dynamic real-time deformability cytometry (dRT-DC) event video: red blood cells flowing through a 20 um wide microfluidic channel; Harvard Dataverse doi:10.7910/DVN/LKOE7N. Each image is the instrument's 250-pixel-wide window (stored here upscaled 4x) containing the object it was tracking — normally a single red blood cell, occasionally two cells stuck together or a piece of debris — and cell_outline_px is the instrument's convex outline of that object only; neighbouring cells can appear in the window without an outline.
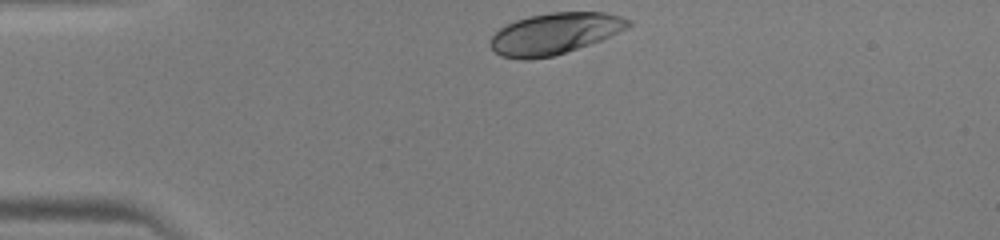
{"species": "human", "species_latin": "Homo sapiens", "temperature_condition": "warm", "stored_images_in_passage": 28, "camera_frame_rate_fps": 3000, "um_per_image_px": 0.085, "donor": {"sex": "male"}, "frame": {"image": 1, "passage_image": 1, "time_ms": 0.0, "image_size_px": [1000, 240], "cell_outline_px": [[632, 24], [628, 28], [600, 40], [552, 56], [528, 60], [520, 60], [500, 56], [488, 44], [492, 36], [500, 28], [516, 20], [528, 16], [552, 12], [604, 12], [620, 16], [632, 20]], "centroid_in_image_um": [47.13, 2.85], "position_along_channel_um": 37.9, "area_um2": 33.06}}
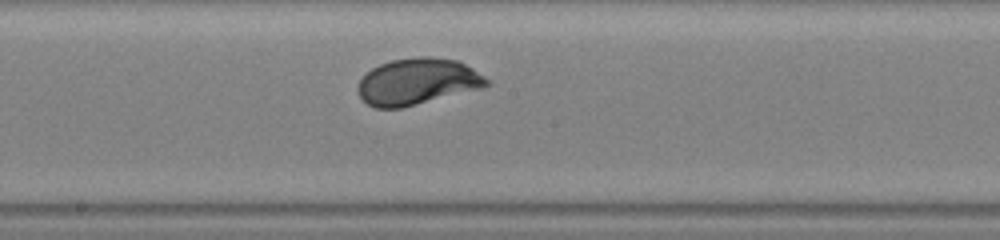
{"frame": {"image": 2, "passage_image": 16, "time_ms": 5.0, "image_size_px": [1000, 240], "cell_outline_px": [[488, 84], [480, 88], [400, 108], [376, 108], [368, 104], [360, 96], [356, 88], [360, 80], [372, 68], [380, 64], [392, 60], [420, 56], [428, 56], [456, 60], [472, 68], [484, 76], [488, 80]], "centroid_in_image_um": [35.44, 6.93], "position_along_channel_um": 212.8, "area_um2": 34.28}}
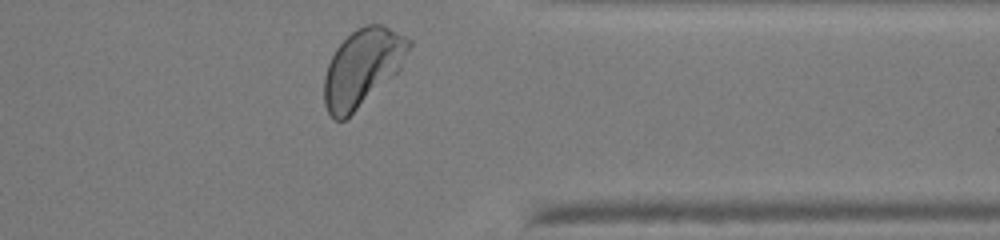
{"frame": {"image": 3, "passage_image": 28, "time_ms": 9.0, "image_size_px": [1000, 240], "cell_outline_px": [[412, 44], [400, 68], [392, 76], [344, 120], [336, 120], [328, 112], [324, 104], [324, 76], [328, 64], [336, 48], [356, 28], [364, 24], [380, 24], [412, 40]], "centroid_in_image_um": [30.79, 5.72], "position_along_channel_um": 380.6, "area_um2": 37.34}}